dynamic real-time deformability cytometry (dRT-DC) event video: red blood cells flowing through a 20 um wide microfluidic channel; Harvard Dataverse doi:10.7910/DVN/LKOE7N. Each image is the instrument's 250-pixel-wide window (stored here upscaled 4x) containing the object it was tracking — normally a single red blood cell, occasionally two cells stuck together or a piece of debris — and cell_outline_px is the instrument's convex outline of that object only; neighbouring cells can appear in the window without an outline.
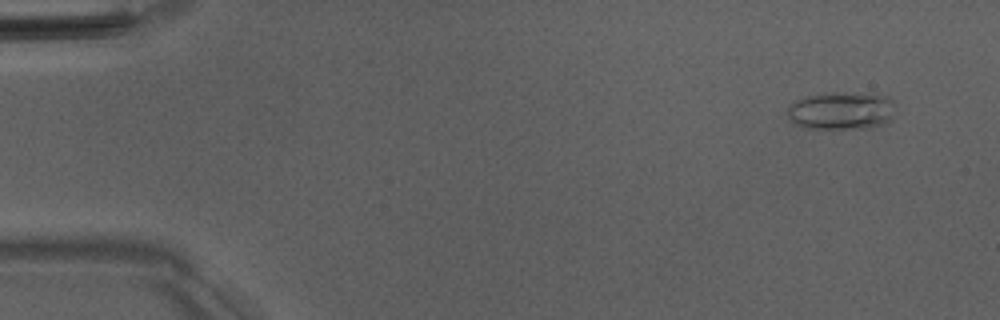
{"species": "Egyptian fruit bat (a non-hibernating species)", "species_latin": "Rousettus aegyptiacus", "temperature_condition": "room temperature", "stored_images_in_passage": 12, "camera_frame_rate_fps": 3000, "um_per_image_px": 0.085, "animal": {"sex": "male"}, "frame": {"image": 1, "passage_image": 4, "time_ms": 1.0, "image_size_px": [1000, 320], "cell_outline_px": [[896, 100], [892, 120], [872, 128], [804, 128], [788, 120], [788, 108], [796, 100], [808, 96], [832, 92], [844, 92], [888, 96]], "centroid_in_image_um": [71.56, 9.41], "position_along_channel_um": 13.4, "area_um2": 23.99}}